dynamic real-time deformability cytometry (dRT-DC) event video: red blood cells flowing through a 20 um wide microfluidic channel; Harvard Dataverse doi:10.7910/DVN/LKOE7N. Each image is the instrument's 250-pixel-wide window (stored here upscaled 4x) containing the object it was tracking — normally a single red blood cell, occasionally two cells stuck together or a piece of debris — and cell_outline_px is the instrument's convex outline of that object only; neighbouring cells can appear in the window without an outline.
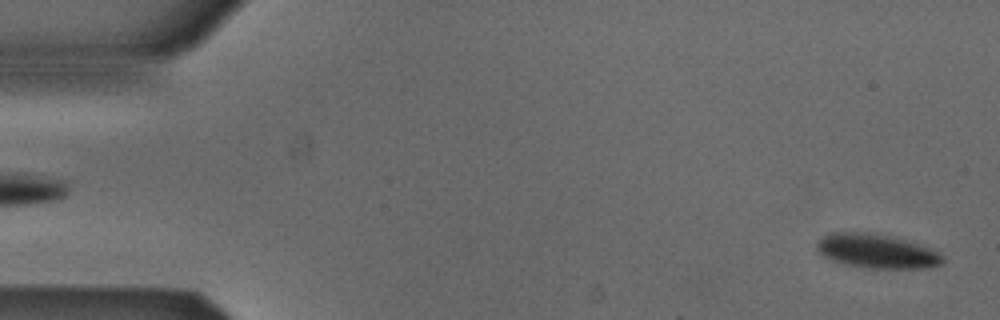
{"species": "Egyptian fruit bat (a non-hibernating species)", "species_latin": "Rousettus aegyptiacus", "temperature_condition": "cold", "stored_images_in_passage": 5, "camera_frame_rate_fps": 3000, "um_per_image_px": 0.085, "animal": {"sex": "male"}, "frame": {"image": 1, "passage_image": 5, "time_ms": 1.333, "image_size_px": [1000, 320], "cell_outline_px": [[944, 260], [940, 264], [928, 268], [868, 268], [844, 264], [832, 260], [824, 256], [816, 248], [816, 244], [820, 236], [832, 232], [860, 232], [888, 236], [904, 240], [940, 252], [944, 256]], "centroid_in_image_um": [74.49, 21.35], "position_along_channel_um": 10.5, "area_um2": 24.8}}